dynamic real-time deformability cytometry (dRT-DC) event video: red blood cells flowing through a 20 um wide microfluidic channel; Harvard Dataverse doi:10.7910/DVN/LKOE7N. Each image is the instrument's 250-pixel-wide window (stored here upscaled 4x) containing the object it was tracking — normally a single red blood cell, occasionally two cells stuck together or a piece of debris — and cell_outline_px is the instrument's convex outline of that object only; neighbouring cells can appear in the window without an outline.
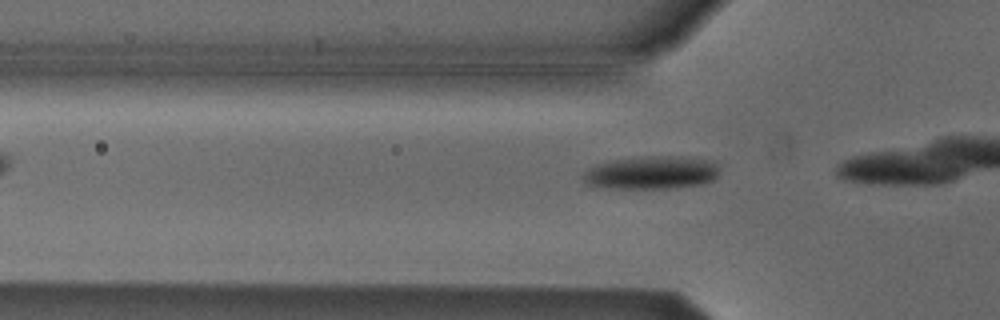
{"species": "Egyptian fruit bat (a non-hibernating species)", "species_latin": "Rousettus aegyptiacus", "temperature_condition": "cold", "stored_images_in_passage": 5, "camera_frame_rate_fps": 3000, "um_per_image_px": 0.085, "animal": {"sex": "male"}, "frame": {"image": 1, "passage_image": 2, "time_ms": 0.333, "image_size_px": [1000, 320], "cell_outline_px": [[720, 168], [716, 176], [712, 180], [704, 184], [676, 188], [612, 188], [588, 184], [584, 180], [584, 172], [588, 168], [596, 164], [616, 160], [648, 156], [680, 156], [708, 160], [716, 164]], "centroid_in_image_um": [55.42, 14.68], "position_along_channel_um": 70.4, "area_um2": 26.07}}